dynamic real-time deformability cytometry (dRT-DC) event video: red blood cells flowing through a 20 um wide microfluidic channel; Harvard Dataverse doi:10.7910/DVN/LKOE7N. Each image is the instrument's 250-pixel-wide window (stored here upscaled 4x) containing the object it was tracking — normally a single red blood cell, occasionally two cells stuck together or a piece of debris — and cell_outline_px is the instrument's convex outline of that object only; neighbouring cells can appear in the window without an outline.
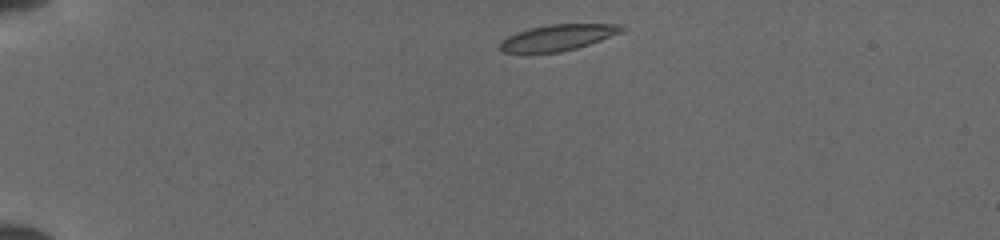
{"species": "common noctule bat (a hibernating species)", "species_latin": "Nyctalus noctula", "temperature_condition": "cold", "stored_images_in_passage": 39, "camera_frame_rate_fps": 3000, "um_per_image_px": 0.085, "animal": {"sex": "female", "body_mass_g": 19.5, "forearm_length_mm": 54.1}, "frame": {"image": 1, "passage_image": 1, "time_ms": 0.0, "image_size_px": [1000, 240], "cell_outline_px": [[628, 28], [620, 32], [600, 40], [576, 48], [560, 52], [500, 52], [500, 40], [516, 32], [528, 28], [548, 24], [620, 24]], "centroid_in_image_um": [47.39, 3.17], "position_along_channel_um": 37.6, "area_um2": 18.38}}
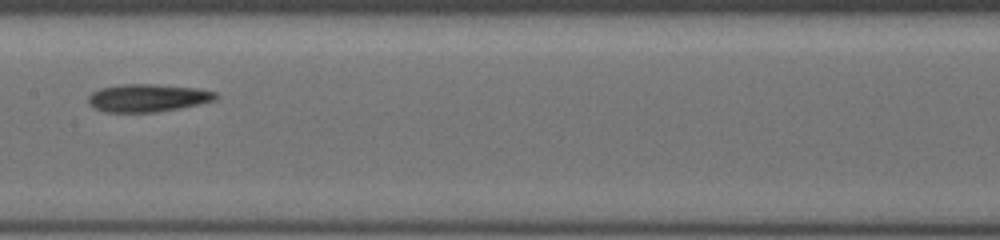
{"frame": {"image": 2, "passage_image": 17, "time_ms": 5.333, "image_size_px": [1000, 240], "cell_outline_px": [[216, 100], [200, 104], [180, 108], [156, 112], [104, 112], [88, 104], [88, 96], [92, 92], [100, 88], [120, 84], [152, 84], [196, 88], [216, 92]], "centroid_in_image_um": [12.53, 8.32], "position_along_channel_um": 194.9, "area_um2": 20.63}}
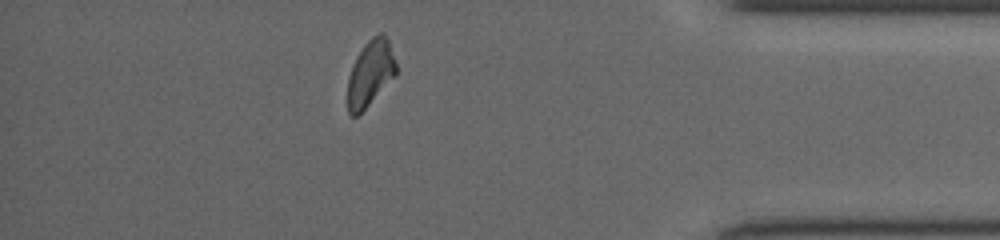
{"frame": {"image": 3, "passage_image": 34, "time_ms": 11.0, "image_size_px": [1000, 240], "cell_outline_px": [[396, 76], [356, 116], [352, 116], [348, 112], [348, 76], [352, 64], [356, 56], [364, 44], [372, 36], [380, 32], [388, 40], [396, 64]], "centroid_in_image_um": [31.46, 6.2], "position_along_channel_um": 403.7, "area_um2": 18.38}}